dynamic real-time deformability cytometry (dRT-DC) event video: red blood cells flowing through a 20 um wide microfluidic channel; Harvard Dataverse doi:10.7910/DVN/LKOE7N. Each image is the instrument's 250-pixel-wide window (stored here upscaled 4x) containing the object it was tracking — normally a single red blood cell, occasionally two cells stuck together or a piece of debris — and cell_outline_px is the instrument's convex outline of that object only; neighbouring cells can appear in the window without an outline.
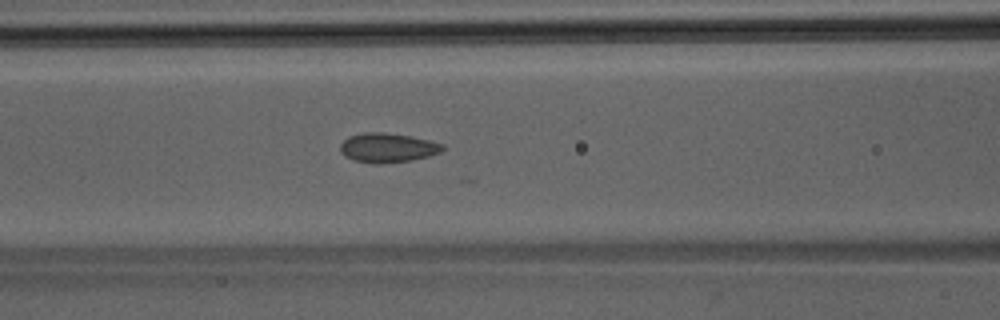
{"species": "Egyptian fruit bat (a non-hibernating species)", "species_latin": "Rousettus aegyptiacus", "temperature_condition": "room temperature", "stored_images_in_passage": 18, "camera_frame_rate_fps": 3000, "um_per_image_px": 0.085, "animal": {"sex": "male"}, "frame": {"image": 1, "passage_image": 9, "time_ms": 2.667, "image_size_px": [1000, 320], "cell_outline_px": [[444, 148], [440, 152], [428, 156], [412, 160], [380, 164], [372, 164], [352, 160], [344, 156], [340, 152], [340, 144], [348, 136], [364, 132], [384, 132], [412, 136], [444, 144]], "centroid_in_image_um": [32.91, 12.56], "position_along_channel_um": 133.7, "area_um2": 17.74}}
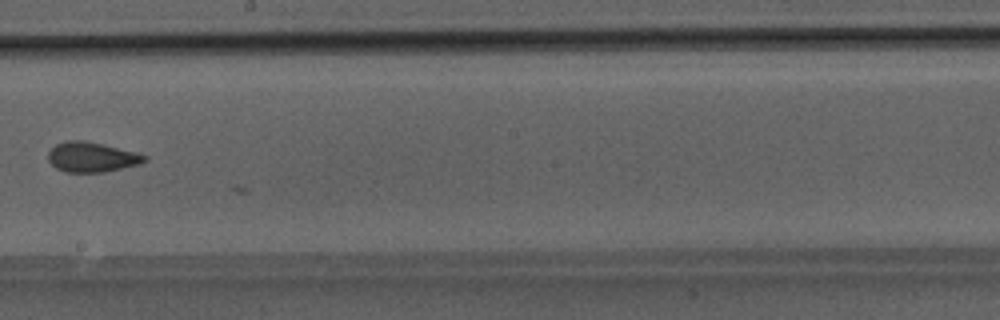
{"frame": {"image": 2, "passage_image": 16, "time_ms": 5.0, "image_size_px": [1000, 320], "cell_outline_px": [[148, 160], [140, 164], [104, 172], [64, 172], [56, 168], [48, 160], [48, 152], [56, 144], [64, 140], [84, 140], [104, 144], [136, 152], [148, 156]], "centroid_in_image_um": [7.81, 13.34], "position_along_channel_um": 240.4, "area_um2": 16.99}}